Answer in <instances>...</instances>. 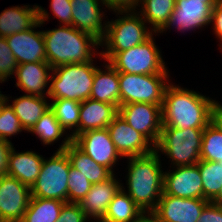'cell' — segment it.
<instances>
[{"label":"cell","mask_w":222,"mask_h":222,"mask_svg":"<svg viewBox=\"0 0 222 222\" xmlns=\"http://www.w3.org/2000/svg\"><path fill=\"white\" fill-rule=\"evenodd\" d=\"M197 222H222V205L210 202L203 209Z\"/></svg>","instance_id":"f35d334b"},{"label":"cell","mask_w":222,"mask_h":222,"mask_svg":"<svg viewBox=\"0 0 222 222\" xmlns=\"http://www.w3.org/2000/svg\"><path fill=\"white\" fill-rule=\"evenodd\" d=\"M107 129L121 157L147 155L155 150V146H151V142L132 128L119 114L114 117Z\"/></svg>","instance_id":"9a60e30c"},{"label":"cell","mask_w":222,"mask_h":222,"mask_svg":"<svg viewBox=\"0 0 222 222\" xmlns=\"http://www.w3.org/2000/svg\"><path fill=\"white\" fill-rule=\"evenodd\" d=\"M214 102L209 97L168 82L162 105V127L204 129L212 121Z\"/></svg>","instance_id":"6da1fadb"},{"label":"cell","mask_w":222,"mask_h":222,"mask_svg":"<svg viewBox=\"0 0 222 222\" xmlns=\"http://www.w3.org/2000/svg\"><path fill=\"white\" fill-rule=\"evenodd\" d=\"M70 166L69 158L64 151H56L49 160L44 159L40 174L30 188L31 197L68 202Z\"/></svg>","instance_id":"52a82bcc"},{"label":"cell","mask_w":222,"mask_h":222,"mask_svg":"<svg viewBox=\"0 0 222 222\" xmlns=\"http://www.w3.org/2000/svg\"><path fill=\"white\" fill-rule=\"evenodd\" d=\"M200 160L222 163V131L210 122L202 134Z\"/></svg>","instance_id":"1f68e13d"},{"label":"cell","mask_w":222,"mask_h":222,"mask_svg":"<svg viewBox=\"0 0 222 222\" xmlns=\"http://www.w3.org/2000/svg\"><path fill=\"white\" fill-rule=\"evenodd\" d=\"M144 212L130 198L122 187L114 196L102 222H136Z\"/></svg>","instance_id":"4316f807"},{"label":"cell","mask_w":222,"mask_h":222,"mask_svg":"<svg viewBox=\"0 0 222 222\" xmlns=\"http://www.w3.org/2000/svg\"><path fill=\"white\" fill-rule=\"evenodd\" d=\"M87 216L83 212L79 203L66 202L60 212L56 222H86Z\"/></svg>","instance_id":"8d00e7d4"},{"label":"cell","mask_w":222,"mask_h":222,"mask_svg":"<svg viewBox=\"0 0 222 222\" xmlns=\"http://www.w3.org/2000/svg\"><path fill=\"white\" fill-rule=\"evenodd\" d=\"M118 114V108L109 103L91 98L82 101L79 118V134L96 129H104Z\"/></svg>","instance_id":"7402d4cb"},{"label":"cell","mask_w":222,"mask_h":222,"mask_svg":"<svg viewBox=\"0 0 222 222\" xmlns=\"http://www.w3.org/2000/svg\"><path fill=\"white\" fill-rule=\"evenodd\" d=\"M96 66L93 61L65 64L54 67L48 87V97L53 100L71 99L78 102L90 98Z\"/></svg>","instance_id":"277c9868"},{"label":"cell","mask_w":222,"mask_h":222,"mask_svg":"<svg viewBox=\"0 0 222 222\" xmlns=\"http://www.w3.org/2000/svg\"><path fill=\"white\" fill-rule=\"evenodd\" d=\"M38 22V6L6 8L0 13V37H7L32 28Z\"/></svg>","instance_id":"d4e9b609"},{"label":"cell","mask_w":222,"mask_h":222,"mask_svg":"<svg viewBox=\"0 0 222 222\" xmlns=\"http://www.w3.org/2000/svg\"><path fill=\"white\" fill-rule=\"evenodd\" d=\"M72 142L96 163L113 173V166L120 154L111 140L107 128L88 130L76 136Z\"/></svg>","instance_id":"5bb4252c"},{"label":"cell","mask_w":222,"mask_h":222,"mask_svg":"<svg viewBox=\"0 0 222 222\" xmlns=\"http://www.w3.org/2000/svg\"><path fill=\"white\" fill-rule=\"evenodd\" d=\"M43 160L44 157L34 151L17 153L12 147L9 154L7 175L31 188L40 174Z\"/></svg>","instance_id":"603a6c76"},{"label":"cell","mask_w":222,"mask_h":222,"mask_svg":"<svg viewBox=\"0 0 222 222\" xmlns=\"http://www.w3.org/2000/svg\"><path fill=\"white\" fill-rule=\"evenodd\" d=\"M105 71L96 68L90 98L120 106V84L118 71L108 62Z\"/></svg>","instance_id":"cb8c5ba5"},{"label":"cell","mask_w":222,"mask_h":222,"mask_svg":"<svg viewBox=\"0 0 222 222\" xmlns=\"http://www.w3.org/2000/svg\"><path fill=\"white\" fill-rule=\"evenodd\" d=\"M6 100V96H4L0 91V107L3 104V102Z\"/></svg>","instance_id":"7dc6e473"},{"label":"cell","mask_w":222,"mask_h":222,"mask_svg":"<svg viewBox=\"0 0 222 222\" xmlns=\"http://www.w3.org/2000/svg\"><path fill=\"white\" fill-rule=\"evenodd\" d=\"M42 34L47 62L52 68L94 61L92 58L96 51L93 47L100 46V42L93 36L69 25H60L59 28L42 31Z\"/></svg>","instance_id":"3957f363"},{"label":"cell","mask_w":222,"mask_h":222,"mask_svg":"<svg viewBox=\"0 0 222 222\" xmlns=\"http://www.w3.org/2000/svg\"><path fill=\"white\" fill-rule=\"evenodd\" d=\"M92 183L86 177L70 166L68 178V202L80 203L90 191Z\"/></svg>","instance_id":"836d02e7"},{"label":"cell","mask_w":222,"mask_h":222,"mask_svg":"<svg viewBox=\"0 0 222 222\" xmlns=\"http://www.w3.org/2000/svg\"><path fill=\"white\" fill-rule=\"evenodd\" d=\"M209 203L206 199H185L163 193L151 213L160 222H197Z\"/></svg>","instance_id":"4fadbf2b"},{"label":"cell","mask_w":222,"mask_h":222,"mask_svg":"<svg viewBox=\"0 0 222 222\" xmlns=\"http://www.w3.org/2000/svg\"><path fill=\"white\" fill-rule=\"evenodd\" d=\"M10 105L25 131H29L50 108L44 96L27 94L16 98Z\"/></svg>","instance_id":"484cf974"},{"label":"cell","mask_w":222,"mask_h":222,"mask_svg":"<svg viewBox=\"0 0 222 222\" xmlns=\"http://www.w3.org/2000/svg\"><path fill=\"white\" fill-rule=\"evenodd\" d=\"M120 84V105L151 103L163 105L168 74L118 73ZM164 80V81H163Z\"/></svg>","instance_id":"9c48e42d"},{"label":"cell","mask_w":222,"mask_h":222,"mask_svg":"<svg viewBox=\"0 0 222 222\" xmlns=\"http://www.w3.org/2000/svg\"><path fill=\"white\" fill-rule=\"evenodd\" d=\"M136 10L114 11L125 16H119L114 21H108L106 26V34L100 42V46H105V52H100L104 60L109 62L118 52L130 49L149 39L153 31L147 29L146 21ZM127 13V14H126ZM131 13V14H130ZM133 13V14H132ZM107 49V50H106Z\"/></svg>","instance_id":"5b68a950"},{"label":"cell","mask_w":222,"mask_h":222,"mask_svg":"<svg viewBox=\"0 0 222 222\" xmlns=\"http://www.w3.org/2000/svg\"><path fill=\"white\" fill-rule=\"evenodd\" d=\"M154 37L130 49L118 52L109 63L118 73L129 74H168L165 63L157 49Z\"/></svg>","instance_id":"ba28073f"},{"label":"cell","mask_w":222,"mask_h":222,"mask_svg":"<svg viewBox=\"0 0 222 222\" xmlns=\"http://www.w3.org/2000/svg\"><path fill=\"white\" fill-rule=\"evenodd\" d=\"M163 193L180 198L203 199V182L198 165L178 166L164 172Z\"/></svg>","instance_id":"2e32d148"},{"label":"cell","mask_w":222,"mask_h":222,"mask_svg":"<svg viewBox=\"0 0 222 222\" xmlns=\"http://www.w3.org/2000/svg\"><path fill=\"white\" fill-rule=\"evenodd\" d=\"M214 24L213 30L217 37L222 41V0L215 4L212 8L210 23ZM222 48V45H221Z\"/></svg>","instance_id":"b9f144b4"},{"label":"cell","mask_w":222,"mask_h":222,"mask_svg":"<svg viewBox=\"0 0 222 222\" xmlns=\"http://www.w3.org/2000/svg\"><path fill=\"white\" fill-rule=\"evenodd\" d=\"M52 69L48 62L17 64L15 72L17 78L16 86L25 91L27 95L41 97L44 95V97H46L48 96V91L43 89L47 87L48 82H50ZM44 91L46 93H44Z\"/></svg>","instance_id":"ffe728a7"},{"label":"cell","mask_w":222,"mask_h":222,"mask_svg":"<svg viewBox=\"0 0 222 222\" xmlns=\"http://www.w3.org/2000/svg\"><path fill=\"white\" fill-rule=\"evenodd\" d=\"M118 181L113 174L107 180L92 185L79 203L88 219L92 217L101 221L104 218L108 205L122 188V184Z\"/></svg>","instance_id":"d6986e66"},{"label":"cell","mask_w":222,"mask_h":222,"mask_svg":"<svg viewBox=\"0 0 222 222\" xmlns=\"http://www.w3.org/2000/svg\"><path fill=\"white\" fill-rule=\"evenodd\" d=\"M204 129L162 127L155 150L166 154L173 166L195 165L200 161Z\"/></svg>","instance_id":"8992f818"},{"label":"cell","mask_w":222,"mask_h":222,"mask_svg":"<svg viewBox=\"0 0 222 222\" xmlns=\"http://www.w3.org/2000/svg\"><path fill=\"white\" fill-rule=\"evenodd\" d=\"M51 11L63 25L72 26L71 0H51Z\"/></svg>","instance_id":"74e56055"},{"label":"cell","mask_w":222,"mask_h":222,"mask_svg":"<svg viewBox=\"0 0 222 222\" xmlns=\"http://www.w3.org/2000/svg\"><path fill=\"white\" fill-rule=\"evenodd\" d=\"M159 157L156 150L128 157L127 194L144 213L152 212L163 194L164 172Z\"/></svg>","instance_id":"7a4b0ae2"},{"label":"cell","mask_w":222,"mask_h":222,"mask_svg":"<svg viewBox=\"0 0 222 222\" xmlns=\"http://www.w3.org/2000/svg\"><path fill=\"white\" fill-rule=\"evenodd\" d=\"M81 102L71 99H57L50 103V109L64 130L76 127L72 134V140L79 135V118Z\"/></svg>","instance_id":"f546056e"},{"label":"cell","mask_w":222,"mask_h":222,"mask_svg":"<svg viewBox=\"0 0 222 222\" xmlns=\"http://www.w3.org/2000/svg\"><path fill=\"white\" fill-rule=\"evenodd\" d=\"M140 4L142 11L138 13L146 22L152 24L151 29L156 34L170 19L176 0H141Z\"/></svg>","instance_id":"f1b7e54d"},{"label":"cell","mask_w":222,"mask_h":222,"mask_svg":"<svg viewBox=\"0 0 222 222\" xmlns=\"http://www.w3.org/2000/svg\"><path fill=\"white\" fill-rule=\"evenodd\" d=\"M136 222H160V221L151 212H147L144 213Z\"/></svg>","instance_id":"ee69618b"},{"label":"cell","mask_w":222,"mask_h":222,"mask_svg":"<svg viewBox=\"0 0 222 222\" xmlns=\"http://www.w3.org/2000/svg\"><path fill=\"white\" fill-rule=\"evenodd\" d=\"M31 198L30 187L14 177H0V219L2 222H20Z\"/></svg>","instance_id":"7c38bea8"},{"label":"cell","mask_w":222,"mask_h":222,"mask_svg":"<svg viewBox=\"0 0 222 222\" xmlns=\"http://www.w3.org/2000/svg\"><path fill=\"white\" fill-rule=\"evenodd\" d=\"M211 202L217 205H222V184L218 195Z\"/></svg>","instance_id":"f6af8a7d"},{"label":"cell","mask_w":222,"mask_h":222,"mask_svg":"<svg viewBox=\"0 0 222 222\" xmlns=\"http://www.w3.org/2000/svg\"><path fill=\"white\" fill-rule=\"evenodd\" d=\"M47 11L38 6V22L30 29L6 37V41L17 64L32 62H47L45 53V41L42 31H34V28L48 21Z\"/></svg>","instance_id":"30bf717a"},{"label":"cell","mask_w":222,"mask_h":222,"mask_svg":"<svg viewBox=\"0 0 222 222\" xmlns=\"http://www.w3.org/2000/svg\"><path fill=\"white\" fill-rule=\"evenodd\" d=\"M16 68L17 62L7 44L6 37H0V83L6 81L10 75H14Z\"/></svg>","instance_id":"d590c367"},{"label":"cell","mask_w":222,"mask_h":222,"mask_svg":"<svg viewBox=\"0 0 222 222\" xmlns=\"http://www.w3.org/2000/svg\"><path fill=\"white\" fill-rule=\"evenodd\" d=\"M118 114L156 146L162 130V106L151 103L120 105Z\"/></svg>","instance_id":"8fae6325"},{"label":"cell","mask_w":222,"mask_h":222,"mask_svg":"<svg viewBox=\"0 0 222 222\" xmlns=\"http://www.w3.org/2000/svg\"><path fill=\"white\" fill-rule=\"evenodd\" d=\"M12 147L11 141L0 138V177L8 174L9 154Z\"/></svg>","instance_id":"ab89813d"},{"label":"cell","mask_w":222,"mask_h":222,"mask_svg":"<svg viewBox=\"0 0 222 222\" xmlns=\"http://www.w3.org/2000/svg\"><path fill=\"white\" fill-rule=\"evenodd\" d=\"M219 130L222 131V105L214 102L212 107V121Z\"/></svg>","instance_id":"7bdbcfd3"},{"label":"cell","mask_w":222,"mask_h":222,"mask_svg":"<svg viewBox=\"0 0 222 222\" xmlns=\"http://www.w3.org/2000/svg\"><path fill=\"white\" fill-rule=\"evenodd\" d=\"M212 8L203 0H176L170 19L159 31L176 26L178 30L188 31L210 24Z\"/></svg>","instance_id":"e0dca14e"},{"label":"cell","mask_w":222,"mask_h":222,"mask_svg":"<svg viewBox=\"0 0 222 222\" xmlns=\"http://www.w3.org/2000/svg\"><path fill=\"white\" fill-rule=\"evenodd\" d=\"M58 151H64L69 158L71 166L79 170L92 184L105 181L114 174L108 168L99 165L80 150L72 142L71 136L66 137Z\"/></svg>","instance_id":"44dd1931"},{"label":"cell","mask_w":222,"mask_h":222,"mask_svg":"<svg viewBox=\"0 0 222 222\" xmlns=\"http://www.w3.org/2000/svg\"><path fill=\"white\" fill-rule=\"evenodd\" d=\"M28 132L35 133L45 145L57 141L65 134L64 128L60 125L50 108Z\"/></svg>","instance_id":"d6a6232c"},{"label":"cell","mask_w":222,"mask_h":222,"mask_svg":"<svg viewBox=\"0 0 222 222\" xmlns=\"http://www.w3.org/2000/svg\"><path fill=\"white\" fill-rule=\"evenodd\" d=\"M65 203L57 199L31 197L20 222H56Z\"/></svg>","instance_id":"83f0119b"},{"label":"cell","mask_w":222,"mask_h":222,"mask_svg":"<svg viewBox=\"0 0 222 222\" xmlns=\"http://www.w3.org/2000/svg\"><path fill=\"white\" fill-rule=\"evenodd\" d=\"M197 165L203 182V199L211 202L221 188L222 163L200 160Z\"/></svg>","instance_id":"4dcf8cb0"},{"label":"cell","mask_w":222,"mask_h":222,"mask_svg":"<svg viewBox=\"0 0 222 222\" xmlns=\"http://www.w3.org/2000/svg\"><path fill=\"white\" fill-rule=\"evenodd\" d=\"M8 101V97L6 96V100L0 107V138L7 141H9L8 137L17 135L24 130L13 108L10 104H7Z\"/></svg>","instance_id":"e575fe53"},{"label":"cell","mask_w":222,"mask_h":222,"mask_svg":"<svg viewBox=\"0 0 222 222\" xmlns=\"http://www.w3.org/2000/svg\"><path fill=\"white\" fill-rule=\"evenodd\" d=\"M106 6L104 0H71L72 26L81 32L90 34L101 42L106 34L107 23L102 24L104 14L99 3Z\"/></svg>","instance_id":"ac0fdd59"},{"label":"cell","mask_w":222,"mask_h":222,"mask_svg":"<svg viewBox=\"0 0 222 222\" xmlns=\"http://www.w3.org/2000/svg\"><path fill=\"white\" fill-rule=\"evenodd\" d=\"M220 0H203V3H207L211 8L215 6Z\"/></svg>","instance_id":"bcb514c9"},{"label":"cell","mask_w":222,"mask_h":222,"mask_svg":"<svg viewBox=\"0 0 222 222\" xmlns=\"http://www.w3.org/2000/svg\"><path fill=\"white\" fill-rule=\"evenodd\" d=\"M106 7L113 11L135 10L140 5L141 0H104ZM139 3V4H138Z\"/></svg>","instance_id":"60d3db41"}]
</instances>
